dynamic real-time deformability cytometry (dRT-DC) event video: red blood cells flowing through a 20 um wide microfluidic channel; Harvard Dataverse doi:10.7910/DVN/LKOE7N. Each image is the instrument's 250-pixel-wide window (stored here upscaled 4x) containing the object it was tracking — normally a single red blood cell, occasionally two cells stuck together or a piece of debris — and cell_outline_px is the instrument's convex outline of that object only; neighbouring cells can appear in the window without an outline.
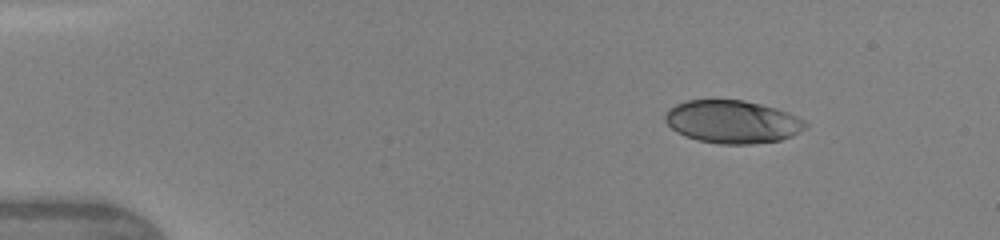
{"species": "human", "species_latin": "Homo sapiens", "temperature_condition": "warm", "stored_images_in_passage": 5, "camera_frame_rate_fps": 3000, "um_per_image_px": 0.085, "donor": {"sex": "female"}, "frame": {"image": 1, "passage_image": 2, "time_ms": 0.667, "image_size_px": [1000, 240], "cell_outline_px": [[808, 124], [800, 132], [792, 136], [780, 140], [752, 144], [720, 144], [696, 140], [684, 136], [676, 132], [664, 120], [664, 116], [668, 108], [676, 104], [688, 100], [744, 100], [776, 108], [788, 112], [796, 116]], "centroid_in_image_um": [62.23, 10.35], "position_along_channel_um": 22.8, "area_um2": 35.14}}
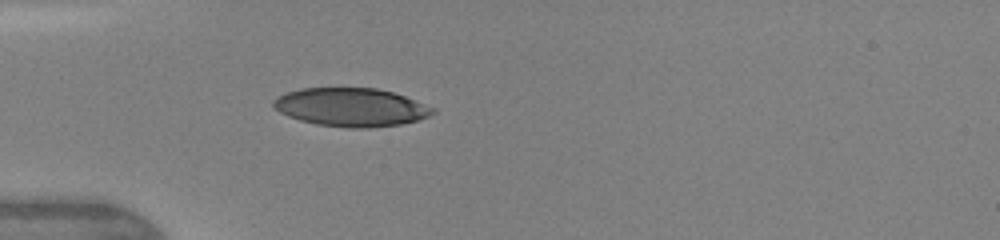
{"frame": {"image": 2, "passage_image": 5, "time_ms": 3.333, "image_size_px": [1000, 240], "cell_outline_px": [[436, 112], [428, 116], [416, 120], [400, 124], [368, 128], [348, 128], [316, 124], [300, 120], [288, 116], [272, 108], [272, 100], [276, 96], [300, 88], [376, 88], [392, 92], [404, 96], [436, 108]], "centroid_in_image_um": [29.8, 9.11], "position_along_channel_um": 55.2, "area_um2": 35.72}}